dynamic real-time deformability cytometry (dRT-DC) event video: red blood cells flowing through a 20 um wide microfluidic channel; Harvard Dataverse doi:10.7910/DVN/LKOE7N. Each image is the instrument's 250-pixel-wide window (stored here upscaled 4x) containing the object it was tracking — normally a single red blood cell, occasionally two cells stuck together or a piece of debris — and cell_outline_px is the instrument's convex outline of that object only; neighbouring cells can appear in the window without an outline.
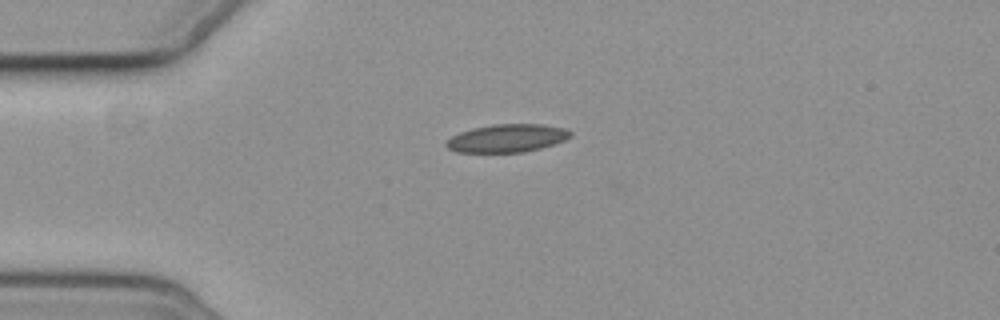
{"species": "common noctule bat (a hibernating species)", "species_latin": "Nyctalus noctula", "temperature_condition": "cold", "stored_images_in_passage": 2, "camera_frame_rate_fps": 3000, "um_per_image_px": 0.085, "animal": {"sex": "female", "body_mass_g": 19.3, "forearm_length_mm": 54.1}, "frame": {"image": 1, "passage_image": 1, "time_ms": 0.0, "image_size_px": [1000, 320], "cell_outline_px": [[572, 136], [564, 140], [540, 148], [524, 152], [456, 152], [448, 148], [444, 144], [452, 136], [460, 132], [472, 128], [492, 124], [540, 124], [564, 128], [572, 132]], "centroid_in_image_um": [43.09, 11.74], "position_along_channel_um": 41.9, "area_um2": 20.17}}